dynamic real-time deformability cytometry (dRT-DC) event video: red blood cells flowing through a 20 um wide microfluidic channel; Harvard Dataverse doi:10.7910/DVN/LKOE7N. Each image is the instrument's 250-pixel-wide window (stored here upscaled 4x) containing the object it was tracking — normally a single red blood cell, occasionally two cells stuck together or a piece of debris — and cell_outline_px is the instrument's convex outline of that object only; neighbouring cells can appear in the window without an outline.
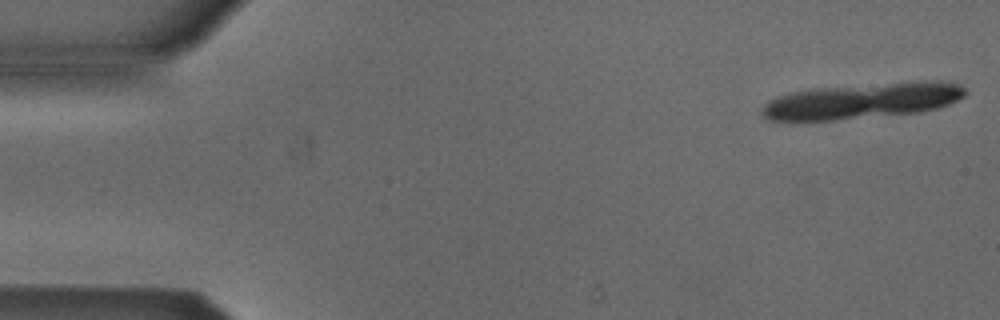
{"species": "Egyptian fruit bat (a non-hibernating species)", "species_latin": "Rousettus aegyptiacus", "temperature_condition": "cold", "stored_images_in_passage": 5, "camera_frame_rate_fps": 3000, "um_per_image_px": 0.085, "animal": {"sex": "male"}, "frame": {"image": 1, "passage_image": 1, "time_ms": 0.0, "image_size_px": [1000, 320], "cell_outline_px": [[968, 92], [964, 96], [940, 108], [920, 112], [836, 120], [768, 120], [760, 112], [764, 104], [788, 92], [812, 88], [892, 84], [956, 84], [964, 88]], "centroid_in_image_um": [73.15, 8.63], "position_along_channel_um": 11.9, "area_um2": 40.52}}
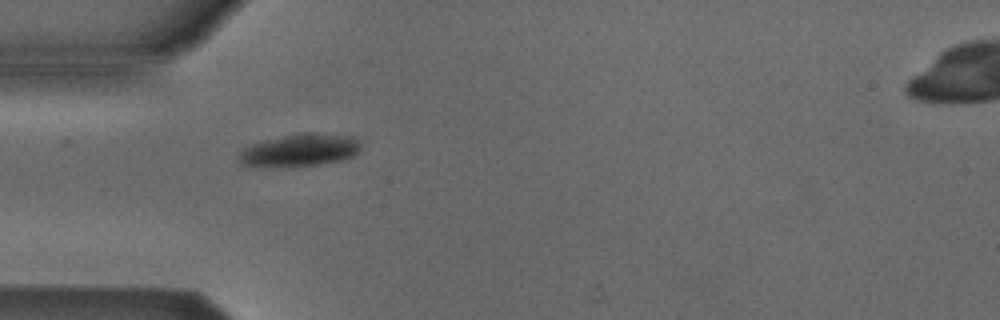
{"frame": {"image": 2, "passage_image": 5, "time_ms": 5.0, "image_size_px": [1000, 320], "cell_outline_px": [[360, 152], [344, 160], [320, 164], [288, 168], [240, 164], [236, 156], [244, 148], [252, 144], [264, 140], [284, 136], [308, 132], [316, 132], [352, 136], [360, 144]], "centroid_in_image_um": [25.49, 12.78], "position_along_channel_um": 59.5, "area_um2": 23.41}}